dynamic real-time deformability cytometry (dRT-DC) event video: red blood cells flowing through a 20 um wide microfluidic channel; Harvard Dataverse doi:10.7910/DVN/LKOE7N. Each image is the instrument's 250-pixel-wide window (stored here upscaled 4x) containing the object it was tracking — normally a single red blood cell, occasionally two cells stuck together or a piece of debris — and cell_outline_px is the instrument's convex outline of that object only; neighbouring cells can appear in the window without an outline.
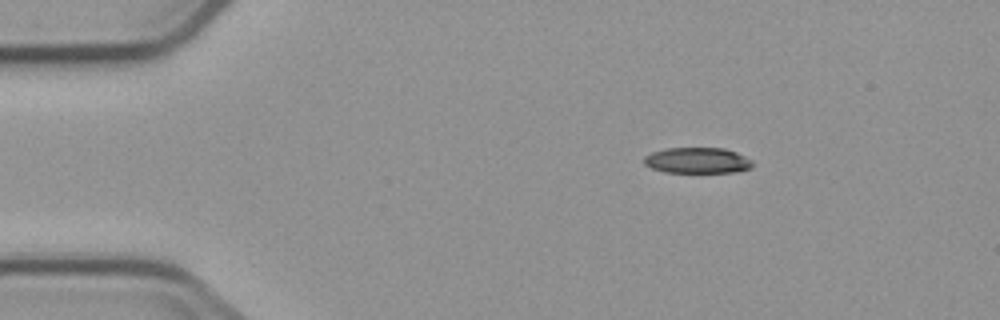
{"species": "common noctule bat (a hibernating species)", "species_latin": "Nyctalus noctula", "temperature_condition": "cold", "stored_images_in_passage": 3, "camera_frame_rate_fps": 3000, "um_per_image_px": 0.085, "animal": {"sex": "male", "body_mass_g": 23.1, "forearm_length_mm": 52.7}, "frame": {"image": 1, "passage_image": 1, "time_ms": 0.0, "image_size_px": [1000, 320], "cell_outline_px": [[752, 164], [748, 168], [736, 172], [664, 172], [652, 168], [644, 164], [644, 156], [652, 152], [664, 148], [724, 148], [736, 152], [752, 160]], "centroid_in_image_um": [59.24, 13.63], "position_along_channel_um": 25.8, "area_um2": 16.24}}